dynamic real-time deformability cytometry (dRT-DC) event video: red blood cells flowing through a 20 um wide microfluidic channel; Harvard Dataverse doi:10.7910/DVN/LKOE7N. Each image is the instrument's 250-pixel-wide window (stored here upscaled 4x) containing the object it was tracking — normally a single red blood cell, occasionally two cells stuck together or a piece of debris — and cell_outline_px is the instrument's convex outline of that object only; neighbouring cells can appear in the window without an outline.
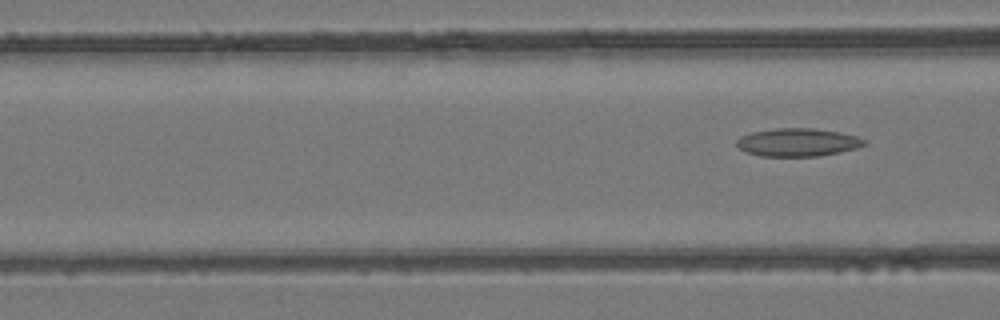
{"species": "common noctule bat (a hibernating species)", "species_latin": "Nyctalus noctula", "temperature_condition": "room temperature", "stored_images_in_passage": 5, "camera_frame_rate_fps": 3000, "um_per_image_px": 0.085, "animal": {"sex": "female", "body_mass_g": 24.6, "forearm_length_mm": 56.2}, "frame": {"image": 1, "passage_image": 5, "time_ms": 4.333, "image_size_px": [1000, 320], "cell_outline_px": [[868, 144], [860, 148], [820, 156], [760, 156], [748, 152], [740, 148], [736, 144], [736, 140], [740, 136], [752, 132], [772, 128], [816, 128], [840, 132], [856, 136], [868, 140]], "centroid_in_image_um": [67.87, 12.09], "position_along_channel_um": 98.7, "area_um2": 21.15}}